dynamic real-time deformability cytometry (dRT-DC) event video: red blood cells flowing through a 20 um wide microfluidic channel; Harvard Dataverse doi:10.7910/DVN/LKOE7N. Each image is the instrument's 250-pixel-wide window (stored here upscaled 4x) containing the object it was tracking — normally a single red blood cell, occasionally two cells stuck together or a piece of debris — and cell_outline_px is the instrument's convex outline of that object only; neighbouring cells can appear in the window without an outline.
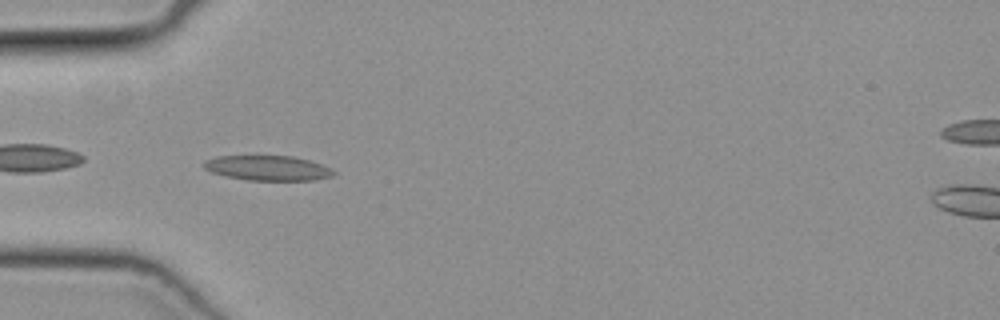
{"species": "common noctule bat (a hibernating species)", "species_latin": "Nyctalus noctula", "temperature_condition": "cold", "stored_images_in_passage": 50, "camera_frame_rate_fps": 3000, "um_per_image_px": 0.085, "animal": {"sex": "female", "body_mass_g": 19.3, "forearm_length_mm": 54.1}, "frame": {"image": 1, "passage_image": 16, "time_ms": 5.0, "image_size_px": [1000, 320], "cell_outline_px": [[336, 172], [332, 176], [316, 180], [248, 180], [224, 176], [212, 172], [204, 168], [204, 160], [216, 156], [256, 152], [292, 156], [308, 160], [332, 168]], "centroid_in_image_um": [22.7, 14.22], "position_along_channel_um": 62.3, "area_um2": 19.94}}
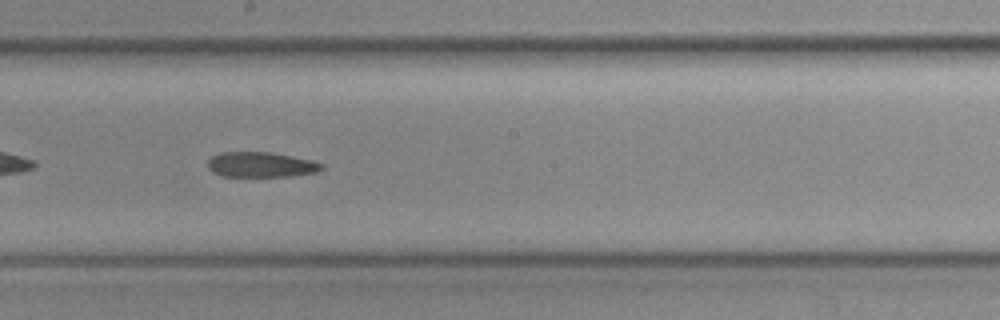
{"frame": {"image": 2, "passage_image": 28, "time_ms": 9.0, "image_size_px": [1000, 320], "cell_outline_px": [[324, 168], [316, 172], [288, 176], [220, 176], [212, 172], [208, 168], [208, 160], [212, 156], [220, 152], [268, 152], [292, 156], [312, 160], [324, 164]], "centroid_in_image_um": [22.16, 13.99], "position_along_channel_um": 226.0, "area_um2": 16.7}}
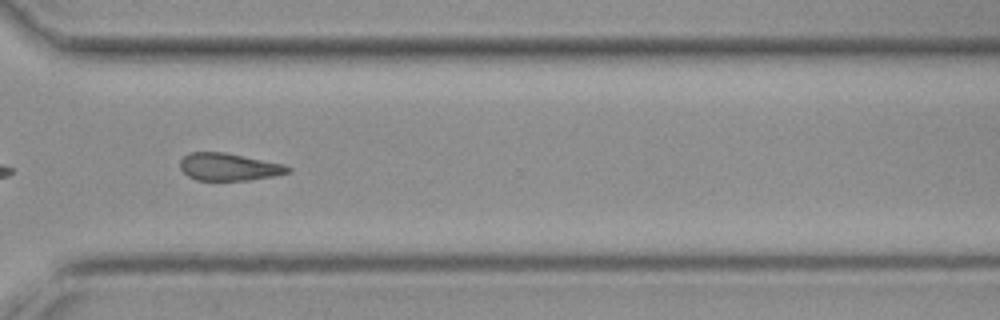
{"frame": {"image": 3, "passage_image": 37, "time_ms": 12.0, "image_size_px": [1000, 320], "cell_outline_px": [[292, 168], [288, 172], [272, 176], [248, 180], [196, 180], [188, 176], [180, 168], [180, 160], [188, 152], [224, 152], [284, 164]], "centroid_in_image_um": [19.42, 14.18], "position_along_channel_um": 351.2, "area_um2": 17.11}}